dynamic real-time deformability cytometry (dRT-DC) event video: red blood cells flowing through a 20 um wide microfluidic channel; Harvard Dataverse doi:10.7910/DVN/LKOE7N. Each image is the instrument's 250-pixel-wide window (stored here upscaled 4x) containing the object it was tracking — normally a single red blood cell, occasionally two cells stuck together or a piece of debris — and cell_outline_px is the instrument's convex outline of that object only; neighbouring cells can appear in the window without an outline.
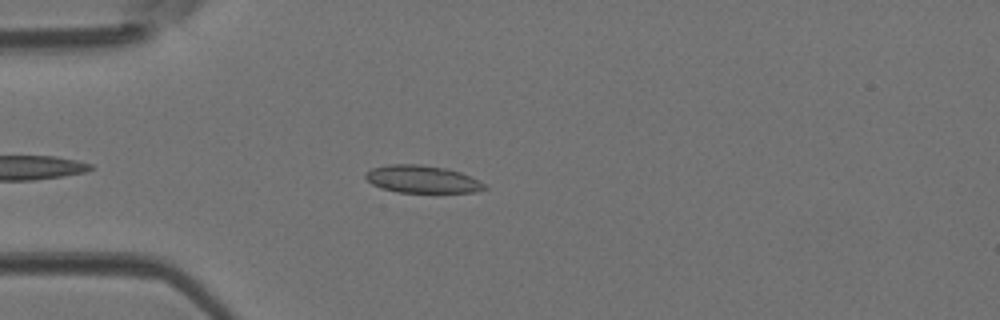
{"species": "Egyptian fruit bat (a non-hibernating species)", "species_latin": "Rousettus aegyptiacus", "temperature_condition": "room temperature", "stored_images_in_passage": 40, "camera_frame_rate_fps": 3000, "um_per_image_px": 0.085, "animal": {"sex": "female"}, "frame": {"image": 1, "passage_image": 6, "time_ms": 1.667, "image_size_px": [1000, 320], "cell_outline_px": [[488, 188], [476, 192], [396, 192], [380, 188], [372, 184], [364, 176], [364, 172], [372, 168], [388, 164], [420, 164], [448, 168], [460, 172], [484, 184]], "centroid_in_image_um": [35.83, 15.22], "position_along_channel_um": 49.2, "area_um2": 19.07}}
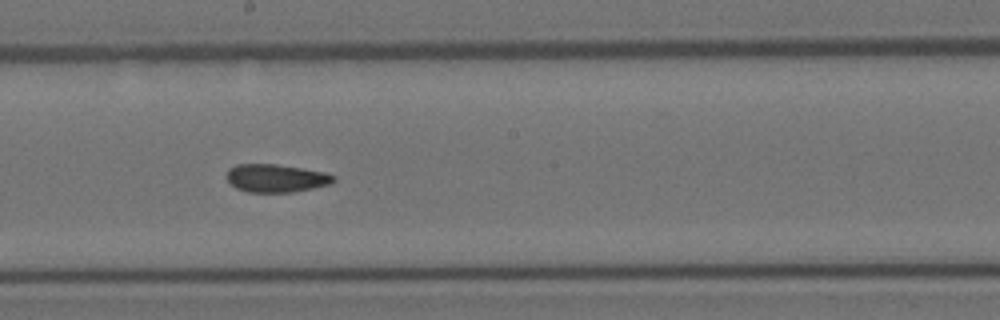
{"frame": {"image": 2, "passage_image": 19, "time_ms": 6.0, "image_size_px": [1000, 320], "cell_outline_px": [[336, 180], [332, 184], [292, 192], [248, 192], [236, 188], [228, 180], [228, 168], [236, 164], [276, 164], [324, 172], [336, 176]], "centroid_in_image_um": [23.49, 15.14], "position_along_channel_um": 224.7, "area_um2": 17.4}}
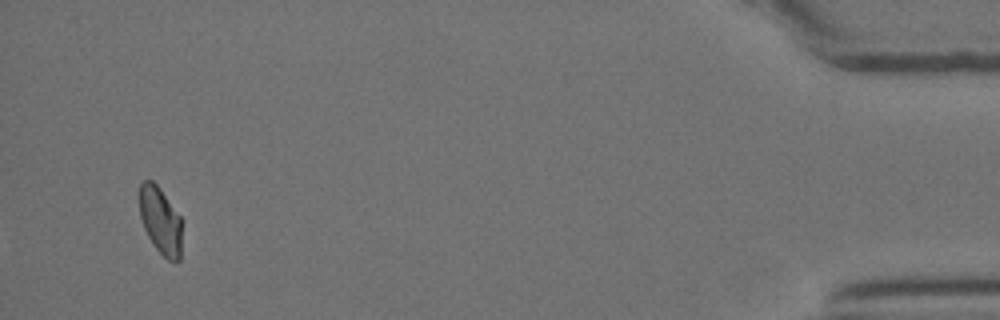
{"frame": {"image": 3, "passage_image": 38, "time_ms": 12.333, "image_size_px": [1000, 320], "cell_outline_px": [[180, 260], [176, 264], [168, 260], [152, 244], [144, 228], [140, 216], [140, 184], [144, 180], [152, 180], [156, 184], [180, 216]], "centroid_in_image_um": [13.62, 18.78], "position_along_channel_um": 421.6, "area_um2": 16.3}}